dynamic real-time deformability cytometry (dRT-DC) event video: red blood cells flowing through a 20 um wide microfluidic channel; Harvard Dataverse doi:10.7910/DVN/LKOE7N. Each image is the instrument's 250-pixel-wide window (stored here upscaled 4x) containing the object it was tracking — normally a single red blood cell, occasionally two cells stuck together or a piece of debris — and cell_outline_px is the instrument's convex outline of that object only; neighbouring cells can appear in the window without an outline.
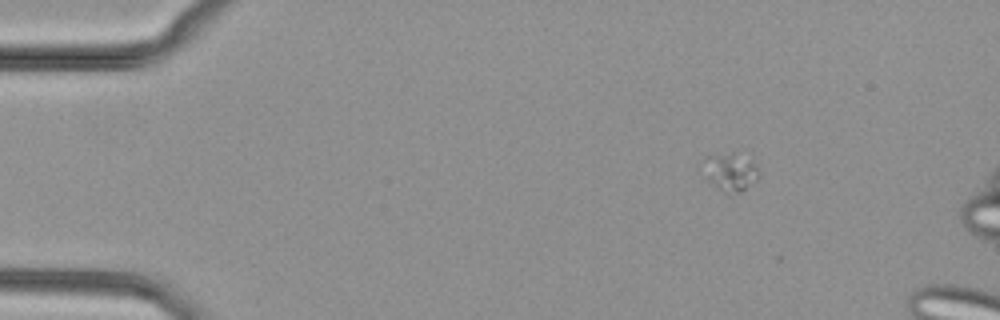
{"species": "common noctule bat (a hibernating species)", "species_latin": "Nyctalus noctula", "temperature_condition": "cold", "stored_images_in_passage": 43, "camera_frame_rate_fps": 3000, "um_per_image_px": 0.085, "animal": {"sex": "female", "body_mass_g": 29.2, "forearm_length_mm": 56.3}, "frame": {"image": 1, "passage_image": 1, "time_ms": 0.0, "image_size_px": [1000, 320], "cell_outline_px": [[760, 176], [756, 180], [740, 192], [724, 192], [708, 180], [704, 160], [704, 156], [732, 156], [752, 160], [756, 164], [760, 172]], "centroid_in_image_um": [62.14, 14.67], "position_along_channel_um": 22.9, "area_um2": 11.33}}